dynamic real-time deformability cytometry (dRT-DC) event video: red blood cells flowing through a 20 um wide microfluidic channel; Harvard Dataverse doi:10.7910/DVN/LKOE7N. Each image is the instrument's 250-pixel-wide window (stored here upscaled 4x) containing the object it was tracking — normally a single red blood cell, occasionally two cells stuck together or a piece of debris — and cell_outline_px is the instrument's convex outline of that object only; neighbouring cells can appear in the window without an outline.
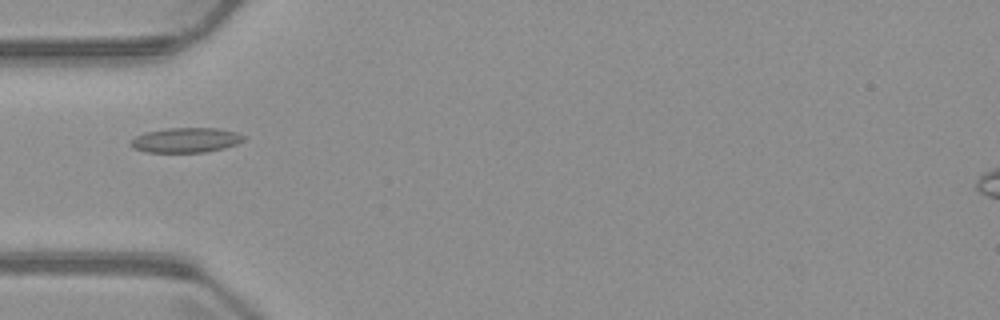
{"species": "common noctule bat (a hibernating species)", "species_latin": "Nyctalus noctula", "temperature_condition": "warm", "stored_images_in_passage": 5, "camera_frame_rate_fps": 3000, "um_per_image_px": 0.085, "animal": {"sex": "male", "body_mass_g": 23.1, "forearm_length_mm": 52.7}, "frame": {"image": 1, "passage_image": 5, "time_ms": 6.333, "image_size_px": [1000, 320], "cell_outline_px": [[244, 140], [236, 144], [224, 148], [204, 152], [148, 152], [132, 148], [128, 144], [136, 136], [144, 132], [168, 128], [216, 128], [236, 132], [244, 136]], "centroid_in_image_um": [15.77, 11.91], "position_along_channel_um": 69.2, "area_um2": 16.3}}